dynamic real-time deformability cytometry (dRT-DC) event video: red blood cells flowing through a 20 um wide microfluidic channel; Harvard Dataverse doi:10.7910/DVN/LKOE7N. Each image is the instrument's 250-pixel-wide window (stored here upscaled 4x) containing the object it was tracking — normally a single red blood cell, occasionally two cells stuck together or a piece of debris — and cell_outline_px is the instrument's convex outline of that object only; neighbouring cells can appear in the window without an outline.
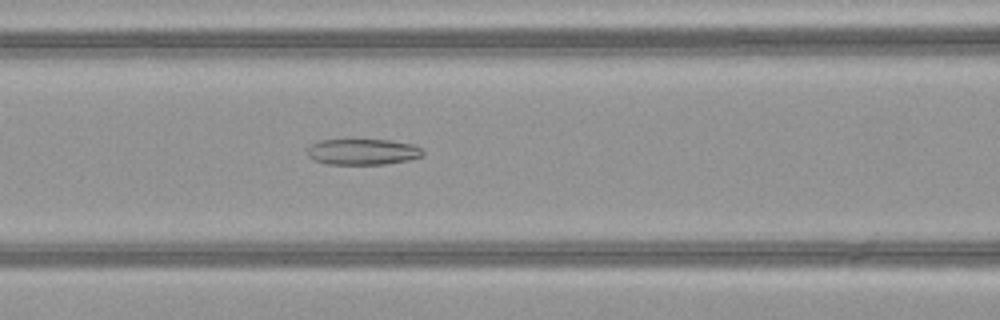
{"species": "common noctule bat (a hibernating species)", "species_latin": "Nyctalus noctula", "temperature_condition": "warm", "stored_images_in_passage": 34, "camera_frame_rate_fps": 3000, "um_per_image_px": 0.085, "animal": {"sex": "female", "body_mass_g": 21.9}, "frame": {"image": 1, "passage_image": 6, "time_ms": 1.667, "image_size_px": [1000, 320], "cell_outline_px": [[424, 156], [408, 160], [384, 164], [328, 164], [312, 160], [308, 156], [308, 148], [312, 144], [320, 140], [388, 140], [412, 144], [420, 148], [424, 152]], "centroid_in_image_um": [30.83, 12.91], "position_along_channel_um": 135.8, "area_um2": 17.4}}
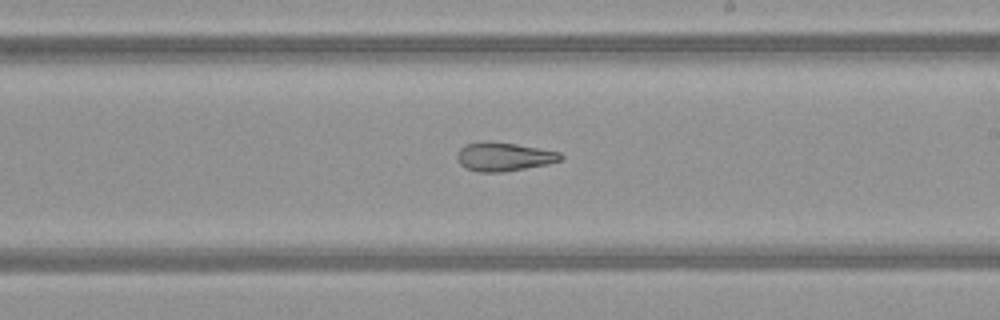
{"frame": {"image": 2, "passage_image": 14, "time_ms": 4.333, "image_size_px": [1000, 320], "cell_outline_px": [[564, 156], [560, 160], [548, 164], [500, 172], [476, 172], [460, 164], [456, 156], [460, 148], [464, 144], [484, 140], [516, 144], [560, 152]], "centroid_in_image_um": [42.79, 13.3], "position_along_channel_um": 246.2, "area_um2": 17.28}}
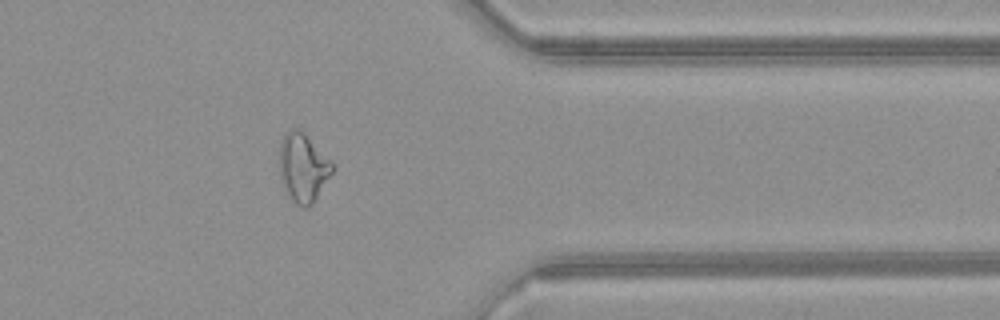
{"frame": {"image": 3, "passage_image": 25, "time_ms": 8.0, "image_size_px": [1000, 320], "cell_outline_px": [[332, 172], [312, 204], [308, 208], [304, 208], [296, 204], [292, 200], [284, 188], [280, 176], [280, 140], [288, 128], [300, 128], [332, 160]], "centroid_in_image_um": [25.74, 14.2], "position_along_channel_um": 385.7, "area_um2": 21.21}, "authors_computed_cell_mechanics": {"area_um2": 19.0162, "velocity_mm_per_s": 4.1382, "shape_relaxation_time_tau1_ms": null, "shape_relaxation_time_tau2_ms": 3.5773, "deformation_change_tau1": null, "deformation_change_tau2": 0.1367}}